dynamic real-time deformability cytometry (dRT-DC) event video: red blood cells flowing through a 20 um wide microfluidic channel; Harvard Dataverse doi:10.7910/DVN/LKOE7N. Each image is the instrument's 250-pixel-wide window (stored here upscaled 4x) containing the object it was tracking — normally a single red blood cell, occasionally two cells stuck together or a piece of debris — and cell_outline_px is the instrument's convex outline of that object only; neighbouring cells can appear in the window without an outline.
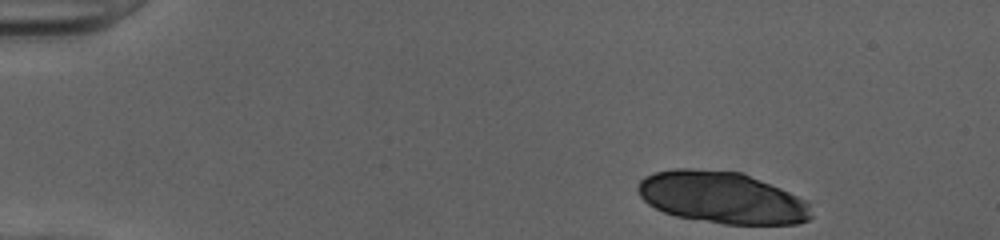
{"species": "human", "species_latin": "Homo sapiens", "temperature_condition": "cold", "stored_images_in_passage": 40, "camera_frame_rate_fps": 3000, "um_per_image_px": 0.085, "donor": {"sex": "female"}, "frame": {"image": 1, "passage_image": 1, "time_ms": 0.0, "image_size_px": [1000, 240], "cell_outline_px": [[812, 216], [808, 220], [796, 224], [724, 224], [676, 216], [664, 212], [648, 204], [640, 196], [636, 188], [636, 184], [644, 176], [656, 172], [672, 168], [692, 168], [744, 172], [808, 200]], "centroid_in_image_um": [61.36, 16.78], "position_along_channel_um": 23.6, "area_um2": 52.77}}
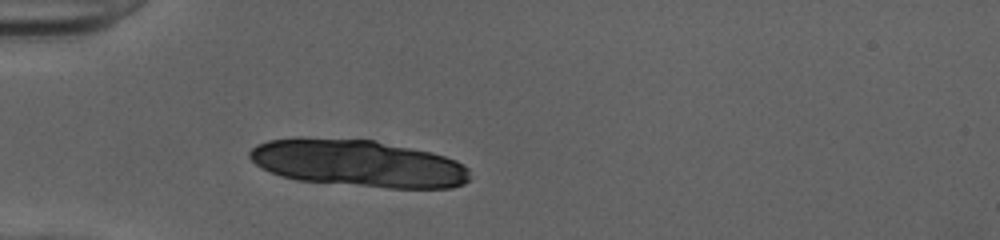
{"frame": {"image": 2, "passage_image": 10, "time_ms": 3.0, "image_size_px": [1000, 240], "cell_outline_px": [[468, 180], [464, 184], [452, 188], [388, 188], [296, 180], [280, 176], [260, 168], [248, 156], [248, 152], [256, 144], [268, 140], [296, 136], [300, 136], [372, 140], [432, 152], [456, 160], [464, 164], [468, 168]], "centroid_in_image_um": [30.39, 13.87], "position_along_channel_um": 54.6, "area_um2": 61.09}}